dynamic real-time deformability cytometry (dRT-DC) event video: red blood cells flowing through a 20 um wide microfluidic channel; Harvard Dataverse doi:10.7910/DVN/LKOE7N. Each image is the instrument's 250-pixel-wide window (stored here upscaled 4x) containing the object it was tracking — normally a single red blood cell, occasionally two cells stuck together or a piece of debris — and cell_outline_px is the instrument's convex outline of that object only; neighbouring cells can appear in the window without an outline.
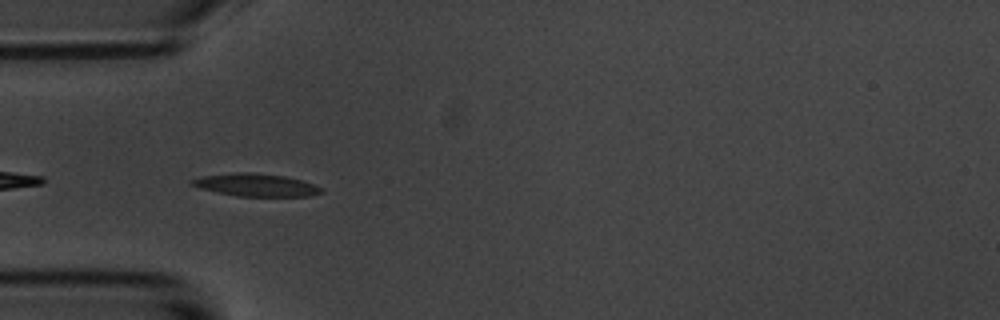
{"species": "common noctule bat (a hibernating species)", "species_latin": "Nyctalus noctula", "temperature_condition": "room temperature", "stored_images_in_passage": 11, "camera_frame_rate_fps": 3000, "um_per_image_px": 0.085, "animal": {"sex": "male", "body_mass_g": 20.1, "forearm_length_mm": 53.5}, "frame": {"image": 1, "passage_image": 2, "time_ms": 0.333, "image_size_px": [1000, 320], "cell_outline_px": [[324, 192], [308, 196], [236, 196], [200, 188], [188, 184], [188, 180], [204, 176], [236, 172], [252, 172], [284, 176], [300, 180], [312, 184], [320, 188]], "centroid_in_image_um": [21.69, 15.72], "position_along_channel_um": 63.3, "area_um2": 16.94}}